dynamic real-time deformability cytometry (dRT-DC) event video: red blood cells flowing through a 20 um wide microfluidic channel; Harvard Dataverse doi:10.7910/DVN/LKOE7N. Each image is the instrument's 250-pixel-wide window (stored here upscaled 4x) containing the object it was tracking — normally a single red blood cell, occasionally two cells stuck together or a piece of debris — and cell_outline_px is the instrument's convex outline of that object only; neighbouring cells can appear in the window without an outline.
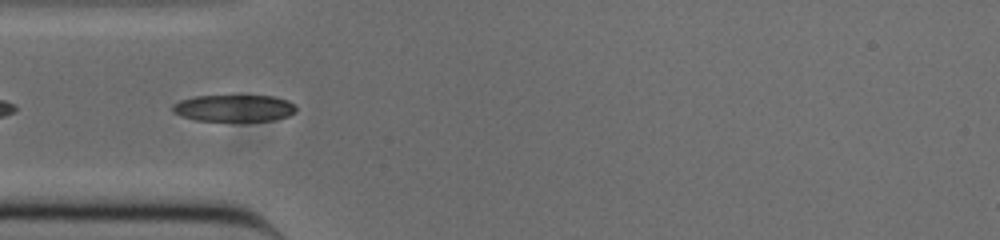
{"species": "common noctule bat (a hibernating species)", "species_latin": "Nyctalus noctula", "temperature_condition": "cold", "stored_images_in_passage": 35, "camera_frame_rate_fps": 3000, "um_per_image_px": 0.085, "animal": {"sex": "male", "body_mass_g": 20.0, "forearm_length_mm": 53.3}, "frame": {"image": 1, "passage_image": 2, "time_ms": 0.333, "image_size_px": [1000, 240], "cell_outline_px": [[296, 112], [288, 116], [272, 120], [196, 120], [180, 116], [172, 112], [172, 104], [180, 100], [196, 96], [272, 96], [288, 100], [296, 104]], "centroid_in_image_um": [19.89, 9.18], "position_along_channel_um": 65.1, "area_um2": 19.19}}
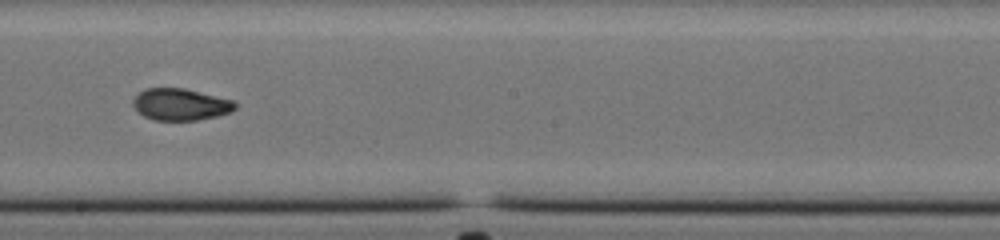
{"frame": {"image": 2, "passage_image": 15, "time_ms": 4.667, "image_size_px": [1000, 240], "cell_outline_px": [[236, 108], [232, 112], [216, 116], [196, 120], [152, 120], [144, 116], [132, 104], [132, 100], [144, 88], [184, 88], [232, 100], [236, 104]], "centroid_in_image_um": [15.34, 8.88], "position_along_channel_um": 232.9, "area_um2": 18.79}}
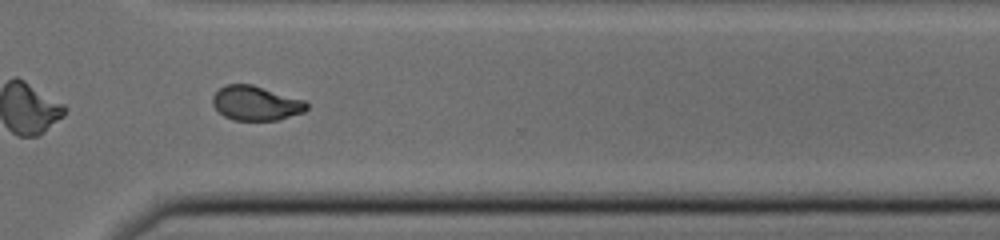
{"frame": {"image": 3, "passage_image": 24, "time_ms": 7.667, "image_size_px": [1000, 240], "cell_outline_px": [[308, 108], [304, 112], [276, 120], [232, 120], [224, 116], [212, 104], [212, 96], [220, 88], [228, 84], [252, 84], [304, 100], [308, 104]], "centroid_in_image_um": [21.74, 8.77], "position_along_channel_um": 348.9, "area_um2": 18.79}, "authors_computed_cell_mechanics": {"area_um2": 18.9006, "velocity_mm_per_s": 3.8578, "shape_relaxation_time_tau1_ms": 5.9036, "shape_relaxation_time_tau2_ms": 1.56, "deformation_change_tau1": 0.2063, "deformation_change_tau2": 0.0694}}